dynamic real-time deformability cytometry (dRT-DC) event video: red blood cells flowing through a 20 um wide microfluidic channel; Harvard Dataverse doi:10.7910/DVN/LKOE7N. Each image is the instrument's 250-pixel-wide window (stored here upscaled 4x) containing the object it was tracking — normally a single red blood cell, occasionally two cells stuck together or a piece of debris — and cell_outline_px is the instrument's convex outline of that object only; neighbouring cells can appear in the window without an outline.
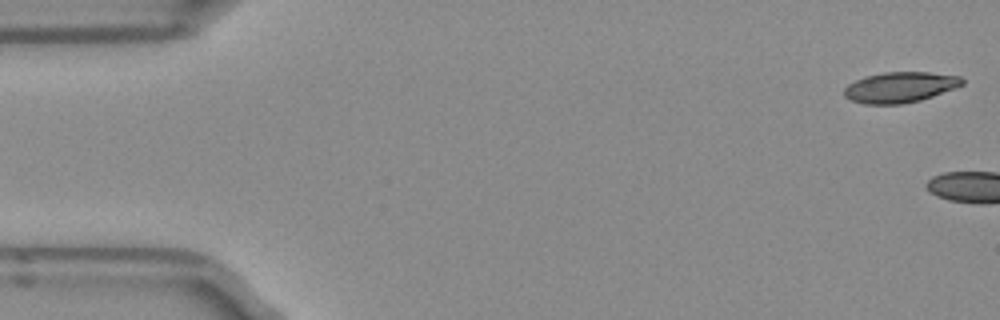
{"species": "Egyptian fruit bat (a non-hibernating species)", "species_latin": "Rousettus aegyptiacus", "temperature_condition": "room temperature", "stored_images_in_passage": 3, "camera_frame_rate_fps": 3000, "um_per_image_px": 0.085, "frame": {"image": 1, "passage_image": 1, "time_ms": 0.0, "image_size_px": [1000, 320], "cell_outline_px": [[964, 84], [956, 88], [920, 100], [900, 104], [864, 104], [852, 100], [844, 96], [844, 88], [848, 84], [864, 76], [884, 72], [928, 72], [960, 76], [964, 80]], "centroid_in_image_um": [76.5, 7.41], "position_along_channel_um": 8.5, "area_um2": 21.04}}